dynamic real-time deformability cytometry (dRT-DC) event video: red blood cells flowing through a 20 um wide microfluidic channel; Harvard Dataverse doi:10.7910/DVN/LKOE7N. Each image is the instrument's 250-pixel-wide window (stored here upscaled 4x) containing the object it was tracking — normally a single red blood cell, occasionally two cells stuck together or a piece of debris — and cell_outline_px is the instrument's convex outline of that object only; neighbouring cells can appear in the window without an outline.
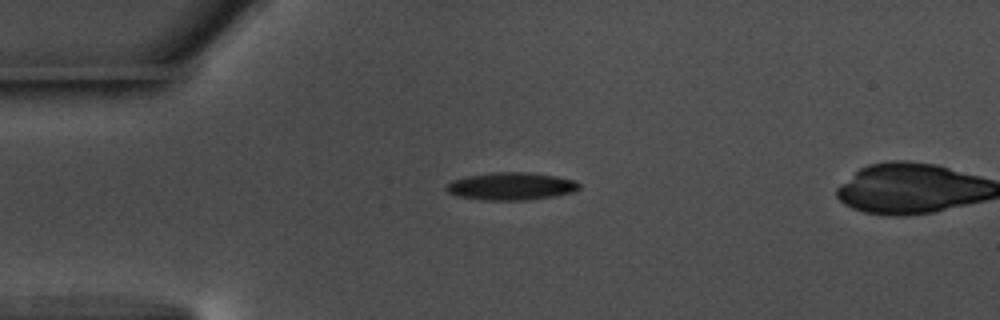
{"species": "common noctule bat (a hibernating species)", "species_latin": "Nyctalus noctula", "temperature_condition": "warm", "stored_images_in_passage": 37, "camera_frame_rate_fps": 3000, "um_per_image_px": 0.085, "animal": {"sex": "male", "body_mass_g": 17.5, "forearm_length_mm": 52.3}, "frame": {"image": 1, "passage_image": 1, "time_ms": 0.0, "image_size_px": [1000, 320], "cell_outline_px": [[580, 188], [572, 192], [556, 196], [528, 200], [484, 200], [460, 196], [448, 192], [444, 188], [444, 184], [452, 180], [468, 176], [492, 172], [528, 172], [556, 176], [576, 180], [580, 184]], "centroid_in_image_um": [43.45, 15.82], "position_along_channel_um": 41.5, "area_um2": 21.5}}
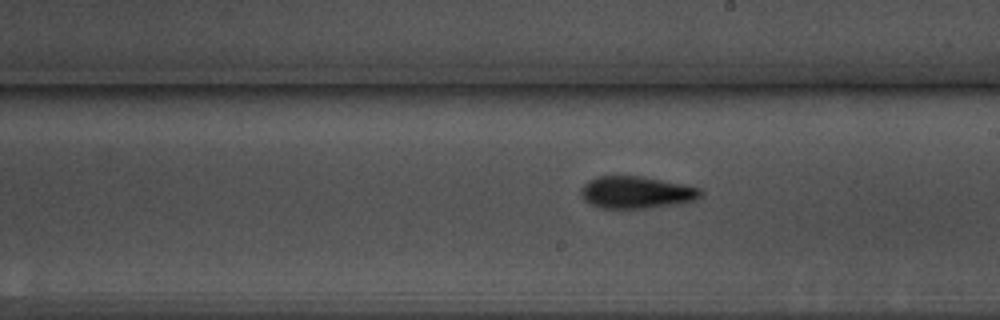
{"frame": {"image": 2, "passage_image": 19, "time_ms": 6.0, "image_size_px": [1000, 320], "cell_outline_px": [[704, 192], [696, 200], [684, 204], [648, 208], [600, 208], [584, 200], [580, 192], [580, 188], [588, 180], [596, 176], [640, 176], [700, 188]], "centroid_in_image_um": [54.09, 16.36], "position_along_channel_um": 234.9, "area_um2": 22.54}}
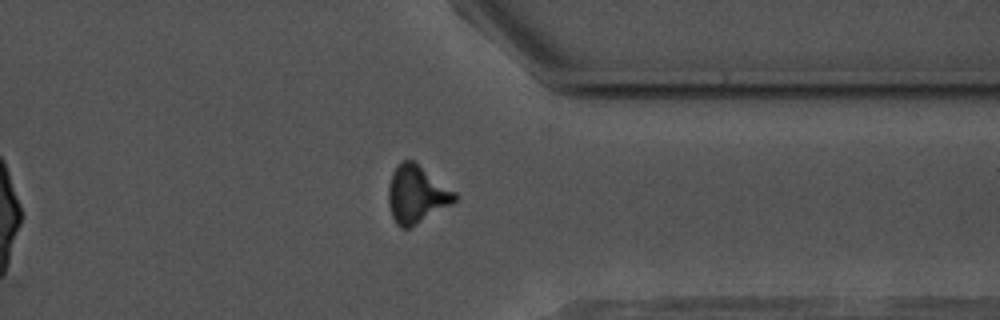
{"frame": {"image": 3, "passage_image": 31, "time_ms": 10.0, "image_size_px": [1000, 320], "cell_outline_px": [[460, 196], [452, 204], [408, 228], [400, 228], [396, 224], [392, 216], [388, 204], [388, 184], [392, 172], [396, 164], [400, 160], [412, 160], [456, 192]], "centroid_in_image_um": [35.38, 16.51], "position_along_channel_um": 376.0, "area_um2": 22.25}, "authors_computed_cell_mechanics": {"area_um2": 21.3282, "velocity_mm_per_s": 3.6443, "shape_relaxation_time_tau1_ms": 3.8636, "shape_relaxation_time_tau2_ms": 3.8156, "deformation_change_tau1": 0.1616, "deformation_change_tau2": 0.1374}}